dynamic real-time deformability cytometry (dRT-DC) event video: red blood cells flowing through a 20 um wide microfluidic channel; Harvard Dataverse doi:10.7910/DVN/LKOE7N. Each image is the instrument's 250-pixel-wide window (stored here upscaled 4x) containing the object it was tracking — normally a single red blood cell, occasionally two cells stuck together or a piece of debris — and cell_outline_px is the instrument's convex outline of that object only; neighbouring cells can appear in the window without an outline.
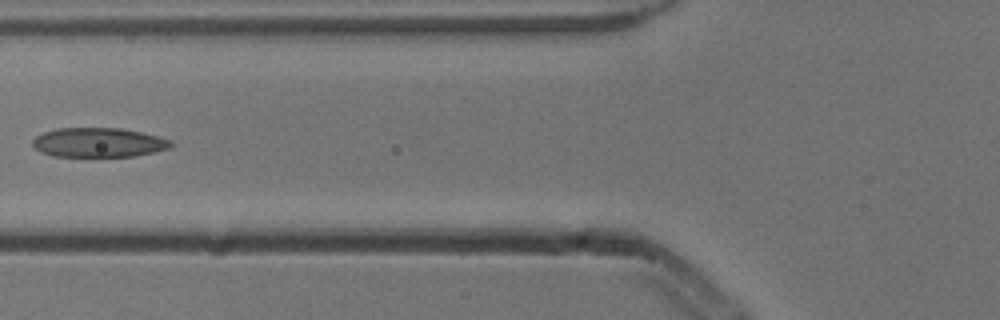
{"species": "common noctule bat (a hibernating species)", "species_latin": "Nyctalus noctula", "temperature_condition": "cold", "stored_images_in_passage": 3, "camera_frame_rate_fps": 3000, "um_per_image_px": 0.085, "animal": {"sex": "male", "body_mass_g": 13.3}, "frame": {"image": 1, "passage_image": 2, "time_ms": 0.333, "image_size_px": [1000, 320], "cell_outline_px": [[172, 144], [168, 148], [156, 152], [132, 156], [52, 156], [40, 152], [32, 144], [32, 140], [36, 136], [44, 132], [56, 128], [120, 128], [140, 132], [172, 140]], "centroid_in_image_um": [8.35, 12.11], "position_along_channel_um": 117.5, "area_um2": 23.58}}
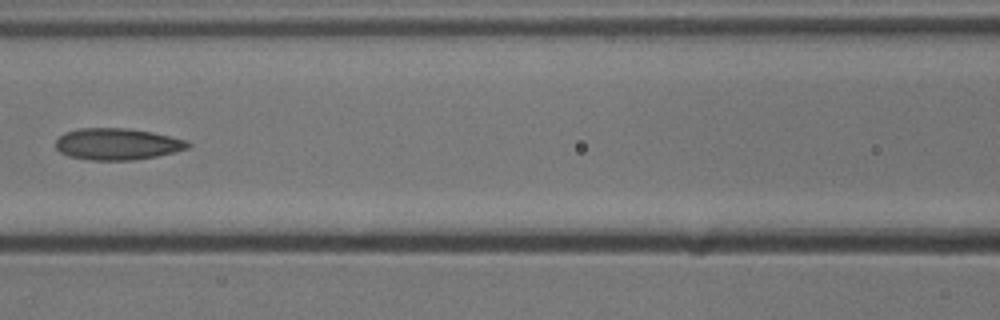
{"frame": {"image": 2, "passage_image": 3, "time_ms": 0.667, "image_size_px": [1000, 320], "cell_outline_px": [[192, 144], [188, 148], [176, 152], [156, 156], [132, 160], [92, 160], [68, 156], [60, 152], [56, 148], [56, 140], [64, 132], [80, 128], [124, 128], [152, 132], [184, 140]], "centroid_in_image_um": [9.94, 12.25], "position_along_channel_um": 156.7, "area_um2": 24.22}}